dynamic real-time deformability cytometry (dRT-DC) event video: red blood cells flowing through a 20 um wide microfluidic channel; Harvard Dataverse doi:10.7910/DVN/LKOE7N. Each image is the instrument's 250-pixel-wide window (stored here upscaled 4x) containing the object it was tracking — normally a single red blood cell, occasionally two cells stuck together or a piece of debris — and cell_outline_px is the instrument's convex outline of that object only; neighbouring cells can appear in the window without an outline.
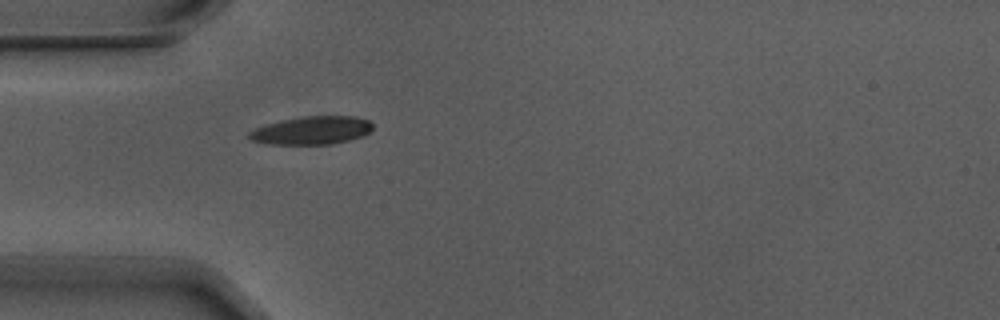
{"species": "Egyptian fruit bat (a non-hibernating species)", "species_latin": "Rousettus aegyptiacus", "temperature_condition": "warm", "stored_images_in_passage": 1, "camera_frame_rate_fps": 3000, "um_per_image_px": 0.085, "animal": {"sex": "male"}, "frame": {"image": 1, "passage_image": 1, "time_ms": 0.0, "image_size_px": [1000, 320], "cell_outline_px": [[372, 128], [364, 136], [352, 140], [332, 144], [268, 144], [252, 140], [248, 136], [248, 132], [264, 124], [280, 120], [304, 116], [356, 116], [368, 120], [372, 124]], "centroid_in_image_um": [26.51, 11.08], "position_along_channel_um": 58.5, "area_um2": 20.4}}